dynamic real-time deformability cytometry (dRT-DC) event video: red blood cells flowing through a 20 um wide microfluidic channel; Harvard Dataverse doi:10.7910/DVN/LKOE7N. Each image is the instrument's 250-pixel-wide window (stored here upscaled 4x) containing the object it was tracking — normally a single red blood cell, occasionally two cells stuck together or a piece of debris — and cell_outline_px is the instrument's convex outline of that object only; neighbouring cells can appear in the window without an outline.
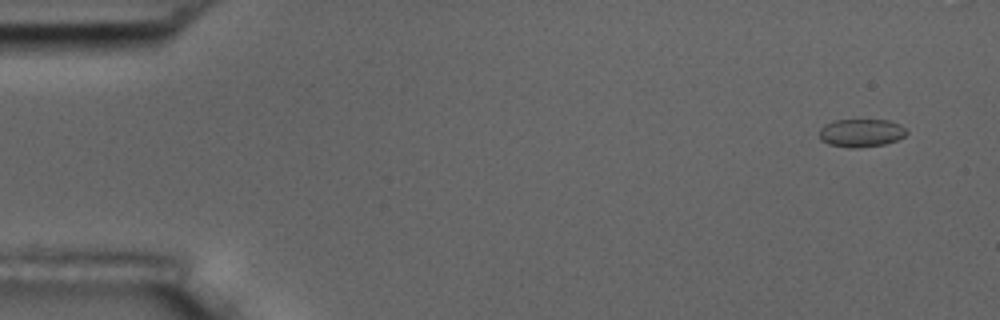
{"species": "common noctule bat (a hibernating species)", "species_latin": "Nyctalus noctula", "temperature_condition": "room temperature", "stored_images_in_passage": 5, "camera_frame_rate_fps": 3000, "um_per_image_px": 0.085, "animal": {"sex": "male", "body_mass_g": 17.5, "forearm_length_mm": 52.3}, "frame": {"image": 1, "passage_image": 1, "time_ms": 0.0, "image_size_px": [1000, 320], "cell_outline_px": [[908, 132], [904, 136], [896, 140], [884, 144], [856, 148], [848, 148], [828, 144], [820, 140], [820, 128], [824, 124], [832, 120], [888, 120], [900, 124]], "centroid_in_image_um": [73.16, 11.29], "position_along_channel_um": 11.8, "area_um2": 14.33}}
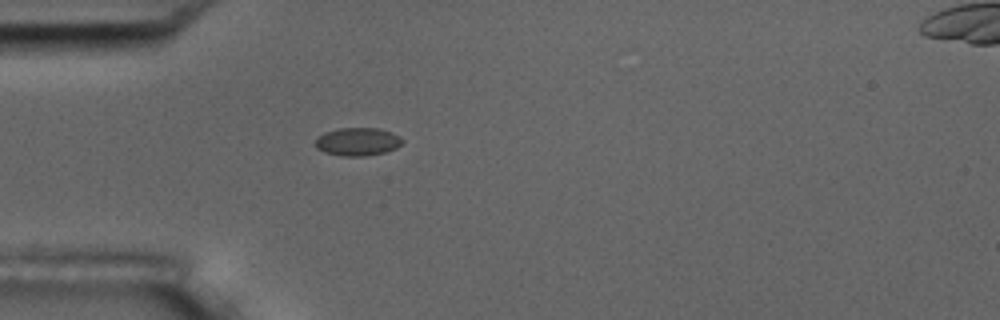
{"frame": {"image": 2, "passage_image": 4, "time_ms": 4.333, "image_size_px": [1000, 320], "cell_outline_px": [[404, 140], [396, 148], [384, 152], [364, 156], [340, 156], [324, 152], [316, 148], [316, 136], [324, 132], [340, 128], [380, 128], [392, 132], [400, 136]], "centroid_in_image_um": [30.38, 12.03], "position_along_channel_um": 54.6, "area_um2": 14.33}}